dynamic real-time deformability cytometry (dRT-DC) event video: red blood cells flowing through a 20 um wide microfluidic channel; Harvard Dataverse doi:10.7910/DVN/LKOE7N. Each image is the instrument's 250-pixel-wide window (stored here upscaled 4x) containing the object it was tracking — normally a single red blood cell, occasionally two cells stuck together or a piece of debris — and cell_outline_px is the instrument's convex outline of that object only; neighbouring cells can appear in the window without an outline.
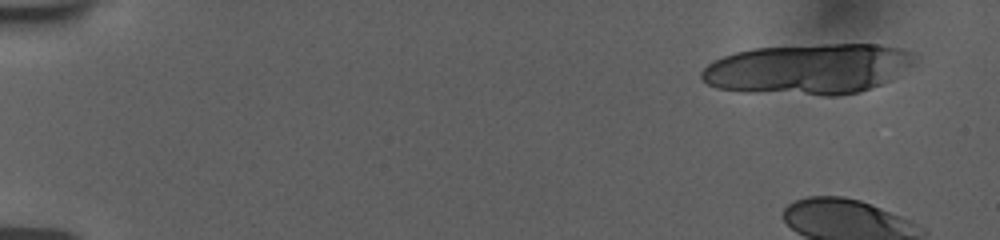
{"species": "human", "species_latin": "Homo sapiens", "temperature_condition": "room temperature", "stored_images_in_passage": 8, "camera_frame_rate_fps": 3000, "um_per_image_px": 0.085, "donor": {"sex": "female"}, "frame": {"image": 1, "passage_image": 1, "time_ms": 0.0, "image_size_px": [1000, 240], "cell_outline_px": [[920, 56], [912, 64], [892, 80], [872, 88], [860, 92], [836, 96], [824, 96], [744, 92], [716, 88], [708, 84], [700, 76], [700, 72], [712, 60], [736, 52], [752, 48], [820, 44], [880, 44], [904, 48]], "centroid_in_image_um": [68.75, 5.86], "position_along_channel_um": 16.3, "area_um2": 63.7}}